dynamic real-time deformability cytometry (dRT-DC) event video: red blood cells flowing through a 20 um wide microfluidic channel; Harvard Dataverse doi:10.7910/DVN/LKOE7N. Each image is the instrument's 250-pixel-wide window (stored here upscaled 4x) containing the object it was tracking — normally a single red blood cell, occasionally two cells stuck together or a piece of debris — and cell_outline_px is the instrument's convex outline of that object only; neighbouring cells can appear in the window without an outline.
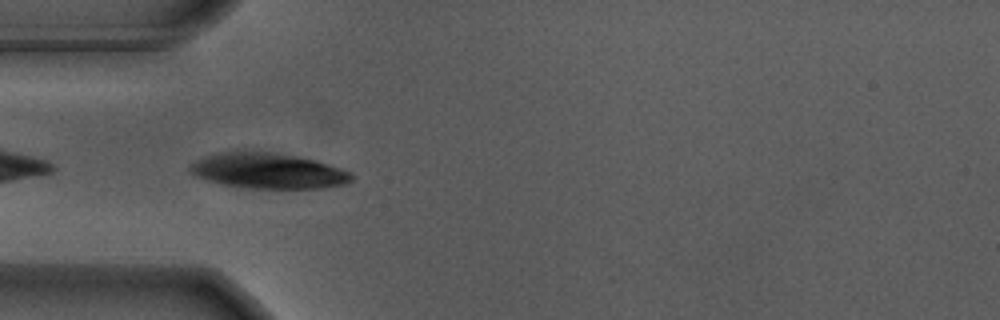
{"species": "Egyptian fruit bat (a non-hibernating species)", "species_latin": "Rousettus aegyptiacus", "temperature_condition": "warm", "stored_images_in_passage": 42, "camera_frame_rate_fps": 3000, "um_per_image_px": 0.085, "animal": {"sex": "male"}, "frame": {"image": 1, "passage_image": 2, "time_ms": 0.333, "image_size_px": [1000, 320], "cell_outline_px": [[356, 176], [352, 180], [344, 184], [320, 188], [244, 188], [220, 184], [196, 176], [188, 172], [188, 168], [196, 160], [208, 156], [228, 152], [276, 152], [300, 156], [316, 160], [340, 168]], "centroid_in_image_um": [22.81, 14.53], "position_along_channel_um": 62.2, "area_um2": 33.23}}